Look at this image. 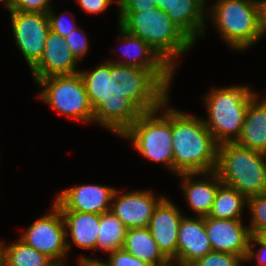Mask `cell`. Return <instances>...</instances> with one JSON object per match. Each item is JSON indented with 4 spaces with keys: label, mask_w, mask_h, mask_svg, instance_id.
<instances>
[{
    "label": "cell",
    "mask_w": 266,
    "mask_h": 266,
    "mask_svg": "<svg viewBox=\"0 0 266 266\" xmlns=\"http://www.w3.org/2000/svg\"><path fill=\"white\" fill-rule=\"evenodd\" d=\"M247 205L251 212L249 231L251 235H258L266 229V193L249 197Z\"/></svg>",
    "instance_id": "obj_26"
},
{
    "label": "cell",
    "mask_w": 266,
    "mask_h": 266,
    "mask_svg": "<svg viewBox=\"0 0 266 266\" xmlns=\"http://www.w3.org/2000/svg\"><path fill=\"white\" fill-rule=\"evenodd\" d=\"M177 266H192L191 264H181V263H177Z\"/></svg>",
    "instance_id": "obj_41"
},
{
    "label": "cell",
    "mask_w": 266,
    "mask_h": 266,
    "mask_svg": "<svg viewBox=\"0 0 266 266\" xmlns=\"http://www.w3.org/2000/svg\"><path fill=\"white\" fill-rule=\"evenodd\" d=\"M4 3V5L7 3L8 0H0Z\"/></svg>",
    "instance_id": "obj_42"
},
{
    "label": "cell",
    "mask_w": 266,
    "mask_h": 266,
    "mask_svg": "<svg viewBox=\"0 0 266 266\" xmlns=\"http://www.w3.org/2000/svg\"><path fill=\"white\" fill-rule=\"evenodd\" d=\"M181 211L168 198L154 210L148 229L159 250L168 260L177 262L178 230L183 218Z\"/></svg>",
    "instance_id": "obj_15"
},
{
    "label": "cell",
    "mask_w": 266,
    "mask_h": 266,
    "mask_svg": "<svg viewBox=\"0 0 266 266\" xmlns=\"http://www.w3.org/2000/svg\"><path fill=\"white\" fill-rule=\"evenodd\" d=\"M174 173L215 171L218 144L204 120L172 108Z\"/></svg>",
    "instance_id": "obj_2"
},
{
    "label": "cell",
    "mask_w": 266,
    "mask_h": 266,
    "mask_svg": "<svg viewBox=\"0 0 266 266\" xmlns=\"http://www.w3.org/2000/svg\"><path fill=\"white\" fill-rule=\"evenodd\" d=\"M78 261H79V266H108L107 264L101 262L98 259H92L83 256H81Z\"/></svg>",
    "instance_id": "obj_35"
},
{
    "label": "cell",
    "mask_w": 266,
    "mask_h": 266,
    "mask_svg": "<svg viewBox=\"0 0 266 266\" xmlns=\"http://www.w3.org/2000/svg\"><path fill=\"white\" fill-rule=\"evenodd\" d=\"M115 188L85 184L64 189L55 199L54 204L60 211H77L103 214L111 209Z\"/></svg>",
    "instance_id": "obj_12"
},
{
    "label": "cell",
    "mask_w": 266,
    "mask_h": 266,
    "mask_svg": "<svg viewBox=\"0 0 266 266\" xmlns=\"http://www.w3.org/2000/svg\"><path fill=\"white\" fill-rule=\"evenodd\" d=\"M258 235L266 242V229L261 231Z\"/></svg>",
    "instance_id": "obj_39"
},
{
    "label": "cell",
    "mask_w": 266,
    "mask_h": 266,
    "mask_svg": "<svg viewBox=\"0 0 266 266\" xmlns=\"http://www.w3.org/2000/svg\"><path fill=\"white\" fill-rule=\"evenodd\" d=\"M119 38H123L122 55L127 60L109 61L125 66H134L152 71L168 88L174 71L159 55L141 38L128 33L119 25Z\"/></svg>",
    "instance_id": "obj_13"
},
{
    "label": "cell",
    "mask_w": 266,
    "mask_h": 266,
    "mask_svg": "<svg viewBox=\"0 0 266 266\" xmlns=\"http://www.w3.org/2000/svg\"><path fill=\"white\" fill-rule=\"evenodd\" d=\"M119 25L141 38L175 70L174 58L185 54L194 42L158 7L141 12H119Z\"/></svg>",
    "instance_id": "obj_3"
},
{
    "label": "cell",
    "mask_w": 266,
    "mask_h": 266,
    "mask_svg": "<svg viewBox=\"0 0 266 266\" xmlns=\"http://www.w3.org/2000/svg\"><path fill=\"white\" fill-rule=\"evenodd\" d=\"M123 249L151 266L168 261L159 250L148 227L127 229Z\"/></svg>",
    "instance_id": "obj_22"
},
{
    "label": "cell",
    "mask_w": 266,
    "mask_h": 266,
    "mask_svg": "<svg viewBox=\"0 0 266 266\" xmlns=\"http://www.w3.org/2000/svg\"><path fill=\"white\" fill-rule=\"evenodd\" d=\"M49 2L50 0H8L5 7L19 12L47 13L51 9Z\"/></svg>",
    "instance_id": "obj_28"
},
{
    "label": "cell",
    "mask_w": 266,
    "mask_h": 266,
    "mask_svg": "<svg viewBox=\"0 0 266 266\" xmlns=\"http://www.w3.org/2000/svg\"><path fill=\"white\" fill-rule=\"evenodd\" d=\"M127 228L110 211L100 214L97 248L106 253L123 249Z\"/></svg>",
    "instance_id": "obj_24"
},
{
    "label": "cell",
    "mask_w": 266,
    "mask_h": 266,
    "mask_svg": "<svg viewBox=\"0 0 266 266\" xmlns=\"http://www.w3.org/2000/svg\"><path fill=\"white\" fill-rule=\"evenodd\" d=\"M210 10L227 45L245 50L262 38L260 0H217Z\"/></svg>",
    "instance_id": "obj_6"
},
{
    "label": "cell",
    "mask_w": 266,
    "mask_h": 266,
    "mask_svg": "<svg viewBox=\"0 0 266 266\" xmlns=\"http://www.w3.org/2000/svg\"><path fill=\"white\" fill-rule=\"evenodd\" d=\"M119 12H141L156 7L155 0H118Z\"/></svg>",
    "instance_id": "obj_33"
},
{
    "label": "cell",
    "mask_w": 266,
    "mask_h": 266,
    "mask_svg": "<svg viewBox=\"0 0 266 266\" xmlns=\"http://www.w3.org/2000/svg\"><path fill=\"white\" fill-rule=\"evenodd\" d=\"M0 242L6 266H57L48 256L38 252L20 238L9 246Z\"/></svg>",
    "instance_id": "obj_25"
},
{
    "label": "cell",
    "mask_w": 266,
    "mask_h": 266,
    "mask_svg": "<svg viewBox=\"0 0 266 266\" xmlns=\"http://www.w3.org/2000/svg\"><path fill=\"white\" fill-rule=\"evenodd\" d=\"M247 198L237 189L226 184L218 187L215 200L207 217L217 219H241Z\"/></svg>",
    "instance_id": "obj_23"
},
{
    "label": "cell",
    "mask_w": 266,
    "mask_h": 266,
    "mask_svg": "<svg viewBox=\"0 0 266 266\" xmlns=\"http://www.w3.org/2000/svg\"><path fill=\"white\" fill-rule=\"evenodd\" d=\"M255 96L249 103L246 118L237 145L266 153V97Z\"/></svg>",
    "instance_id": "obj_20"
},
{
    "label": "cell",
    "mask_w": 266,
    "mask_h": 266,
    "mask_svg": "<svg viewBox=\"0 0 266 266\" xmlns=\"http://www.w3.org/2000/svg\"><path fill=\"white\" fill-rule=\"evenodd\" d=\"M66 46L71 50L73 56L77 61L81 60V58L88 51V41L86 40V35L84 31L80 30V28H76L72 30L65 38Z\"/></svg>",
    "instance_id": "obj_29"
},
{
    "label": "cell",
    "mask_w": 266,
    "mask_h": 266,
    "mask_svg": "<svg viewBox=\"0 0 266 266\" xmlns=\"http://www.w3.org/2000/svg\"><path fill=\"white\" fill-rule=\"evenodd\" d=\"M172 262H173V260H168L164 264L157 265V266H175V264L173 265Z\"/></svg>",
    "instance_id": "obj_40"
},
{
    "label": "cell",
    "mask_w": 266,
    "mask_h": 266,
    "mask_svg": "<svg viewBox=\"0 0 266 266\" xmlns=\"http://www.w3.org/2000/svg\"><path fill=\"white\" fill-rule=\"evenodd\" d=\"M93 122L122 136L143 112L168 101L169 88L150 70L105 62L92 71L79 72Z\"/></svg>",
    "instance_id": "obj_1"
},
{
    "label": "cell",
    "mask_w": 266,
    "mask_h": 266,
    "mask_svg": "<svg viewBox=\"0 0 266 266\" xmlns=\"http://www.w3.org/2000/svg\"><path fill=\"white\" fill-rule=\"evenodd\" d=\"M212 251L204 217L183 216L178 230L177 263L192 264Z\"/></svg>",
    "instance_id": "obj_17"
},
{
    "label": "cell",
    "mask_w": 266,
    "mask_h": 266,
    "mask_svg": "<svg viewBox=\"0 0 266 266\" xmlns=\"http://www.w3.org/2000/svg\"><path fill=\"white\" fill-rule=\"evenodd\" d=\"M153 194L152 190L120 194L116 189L110 210L127 229L148 227L154 210L165 198H157Z\"/></svg>",
    "instance_id": "obj_11"
},
{
    "label": "cell",
    "mask_w": 266,
    "mask_h": 266,
    "mask_svg": "<svg viewBox=\"0 0 266 266\" xmlns=\"http://www.w3.org/2000/svg\"><path fill=\"white\" fill-rule=\"evenodd\" d=\"M0 266H6L5 265V256H4L3 249L1 248V245H0Z\"/></svg>",
    "instance_id": "obj_38"
},
{
    "label": "cell",
    "mask_w": 266,
    "mask_h": 266,
    "mask_svg": "<svg viewBox=\"0 0 266 266\" xmlns=\"http://www.w3.org/2000/svg\"><path fill=\"white\" fill-rule=\"evenodd\" d=\"M204 220L213 251L235 254L245 260L251 233L241 219L204 217Z\"/></svg>",
    "instance_id": "obj_14"
},
{
    "label": "cell",
    "mask_w": 266,
    "mask_h": 266,
    "mask_svg": "<svg viewBox=\"0 0 266 266\" xmlns=\"http://www.w3.org/2000/svg\"><path fill=\"white\" fill-rule=\"evenodd\" d=\"M245 260L238 255L224 252H209L197 259L192 266H241Z\"/></svg>",
    "instance_id": "obj_27"
},
{
    "label": "cell",
    "mask_w": 266,
    "mask_h": 266,
    "mask_svg": "<svg viewBox=\"0 0 266 266\" xmlns=\"http://www.w3.org/2000/svg\"><path fill=\"white\" fill-rule=\"evenodd\" d=\"M215 172L247 199L266 193V153L236 143L218 145Z\"/></svg>",
    "instance_id": "obj_4"
},
{
    "label": "cell",
    "mask_w": 266,
    "mask_h": 266,
    "mask_svg": "<svg viewBox=\"0 0 266 266\" xmlns=\"http://www.w3.org/2000/svg\"><path fill=\"white\" fill-rule=\"evenodd\" d=\"M167 103L154 111L143 112L121 137L132 140L133 146L145 158L164 163L174 172L172 108L166 109ZM161 108L166 111L158 116Z\"/></svg>",
    "instance_id": "obj_7"
},
{
    "label": "cell",
    "mask_w": 266,
    "mask_h": 266,
    "mask_svg": "<svg viewBox=\"0 0 266 266\" xmlns=\"http://www.w3.org/2000/svg\"><path fill=\"white\" fill-rule=\"evenodd\" d=\"M107 259V262L104 263L108 266H151L147 262H144L126 252L124 249L109 252Z\"/></svg>",
    "instance_id": "obj_30"
},
{
    "label": "cell",
    "mask_w": 266,
    "mask_h": 266,
    "mask_svg": "<svg viewBox=\"0 0 266 266\" xmlns=\"http://www.w3.org/2000/svg\"><path fill=\"white\" fill-rule=\"evenodd\" d=\"M42 87L40 99L63 115L85 122H93L92 108L80 73L72 75H54L39 79Z\"/></svg>",
    "instance_id": "obj_8"
},
{
    "label": "cell",
    "mask_w": 266,
    "mask_h": 266,
    "mask_svg": "<svg viewBox=\"0 0 266 266\" xmlns=\"http://www.w3.org/2000/svg\"><path fill=\"white\" fill-rule=\"evenodd\" d=\"M205 175L207 180L192 181L193 176ZM181 188L186 196L191 210L196 212L197 217H207L211 211L218 187L222 184L215 171L205 173H181Z\"/></svg>",
    "instance_id": "obj_18"
},
{
    "label": "cell",
    "mask_w": 266,
    "mask_h": 266,
    "mask_svg": "<svg viewBox=\"0 0 266 266\" xmlns=\"http://www.w3.org/2000/svg\"><path fill=\"white\" fill-rule=\"evenodd\" d=\"M50 24V30L60 37L65 38L72 30H75L76 25L72 21H65L64 15L57 16L53 13L52 8L47 12Z\"/></svg>",
    "instance_id": "obj_31"
},
{
    "label": "cell",
    "mask_w": 266,
    "mask_h": 266,
    "mask_svg": "<svg viewBox=\"0 0 266 266\" xmlns=\"http://www.w3.org/2000/svg\"><path fill=\"white\" fill-rule=\"evenodd\" d=\"M118 4V0H115ZM114 0H77L84 11L91 14L103 12Z\"/></svg>",
    "instance_id": "obj_34"
},
{
    "label": "cell",
    "mask_w": 266,
    "mask_h": 266,
    "mask_svg": "<svg viewBox=\"0 0 266 266\" xmlns=\"http://www.w3.org/2000/svg\"><path fill=\"white\" fill-rule=\"evenodd\" d=\"M15 42L30 69L43 55L50 31L47 13L9 10Z\"/></svg>",
    "instance_id": "obj_10"
},
{
    "label": "cell",
    "mask_w": 266,
    "mask_h": 266,
    "mask_svg": "<svg viewBox=\"0 0 266 266\" xmlns=\"http://www.w3.org/2000/svg\"><path fill=\"white\" fill-rule=\"evenodd\" d=\"M256 243L260 245V249H258L259 252L256 251L255 253L253 245H255ZM254 256L259 264L256 266H266V242L259 235L250 236L248 252L245 261L253 259Z\"/></svg>",
    "instance_id": "obj_32"
},
{
    "label": "cell",
    "mask_w": 266,
    "mask_h": 266,
    "mask_svg": "<svg viewBox=\"0 0 266 266\" xmlns=\"http://www.w3.org/2000/svg\"><path fill=\"white\" fill-rule=\"evenodd\" d=\"M66 228L73 243L79 248L97 249L100 214L77 211H61ZM69 230V233H68Z\"/></svg>",
    "instance_id": "obj_21"
},
{
    "label": "cell",
    "mask_w": 266,
    "mask_h": 266,
    "mask_svg": "<svg viewBox=\"0 0 266 266\" xmlns=\"http://www.w3.org/2000/svg\"><path fill=\"white\" fill-rule=\"evenodd\" d=\"M78 61L66 46L64 38L49 31L44 52L40 60L31 68L35 82L54 75H72L77 71Z\"/></svg>",
    "instance_id": "obj_16"
},
{
    "label": "cell",
    "mask_w": 266,
    "mask_h": 266,
    "mask_svg": "<svg viewBox=\"0 0 266 266\" xmlns=\"http://www.w3.org/2000/svg\"><path fill=\"white\" fill-rule=\"evenodd\" d=\"M155 1H156V7L166 12L169 9V7L172 6L174 0H155Z\"/></svg>",
    "instance_id": "obj_37"
},
{
    "label": "cell",
    "mask_w": 266,
    "mask_h": 266,
    "mask_svg": "<svg viewBox=\"0 0 266 266\" xmlns=\"http://www.w3.org/2000/svg\"><path fill=\"white\" fill-rule=\"evenodd\" d=\"M207 0H174L166 11L170 19L195 43L203 37ZM205 13V14H204ZM205 16V17H204Z\"/></svg>",
    "instance_id": "obj_19"
},
{
    "label": "cell",
    "mask_w": 266,
    "mask_h": 266,
    "mask_svg": "<svg viewBox=\"0 0 266 266\" xmlns=\"http://www.w3.org/2000/svg\"><path fill=\"white\" fill-rule=\"evenodd\" d=\"M52 208L51 213L33 222L20 239L48 256L57 266H64L63 259L71 244L67 241L65 222L60 209L54 203Z\"/></svg>",
    "instance_id": "obj_9"
},
{
    "label": "cell",
    "mask_w": 266,
    "mask_h": 266,
    "mask_svg": "<svg viewBox=\"0 0 266 266\" xmlns=\"http://www.w3.org/2000/svg\"><path fill=\"white\" fill-rule=\"evenodd\" d=\"M203 99L208 119L205 126L218 145L239 138L251 100L258 94L248 86L213 88Z\"/></svg>",
    "instance_id": "obj_5"
},
{
    "label": "cell",
    "mask_w": 266,
    "mask_h": 266,
    "mask_svg": "<svg viewBox=\"0 0 266 266\" xmlns=\"http://www.w3.org/2000/svg\"><path fill=\"white\" fill-rule=\"evenodd\" d=\"M260 6H261V31L263 36L266 32V0H260Z\"/></svg>",
    "instance_id": "obj_36"
}]
</instances>
